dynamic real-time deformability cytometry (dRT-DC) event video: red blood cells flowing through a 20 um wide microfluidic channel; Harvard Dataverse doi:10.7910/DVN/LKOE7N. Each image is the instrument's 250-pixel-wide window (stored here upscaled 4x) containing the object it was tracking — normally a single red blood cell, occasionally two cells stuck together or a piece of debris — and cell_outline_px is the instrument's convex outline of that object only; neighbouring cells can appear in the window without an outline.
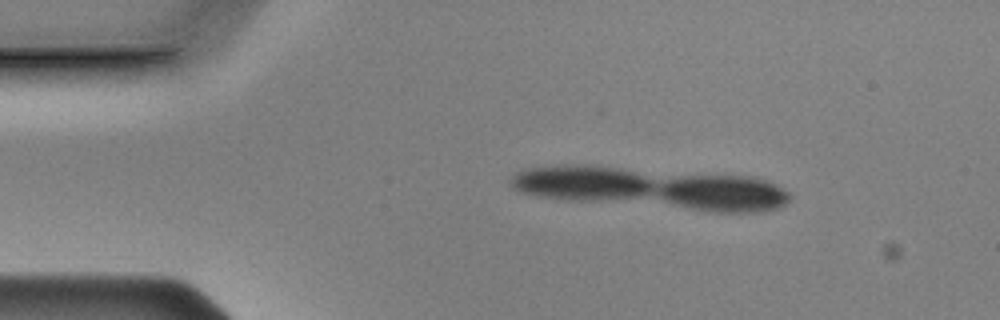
{"species": "Egyptian fruit bat (a non-hibernating species)", "species_latin": "Rousettus aegyptiacus", "temperature_condition": "cold", "stored_images_in_passage": 8, "segment_of_instrument_passage": [2, 2], "camera_frame_rate_fps": 3000, "um_per_image_px": 0.085, "animal": {"sex": "male"}, "frame": {"image": 1, "passage_image": 8, "time_ms": 2.333, "image_size_px": [1000, 320], "cell_outline_px": [[780, 196], [776, 200], [760, 204], [728, 204], [696, 200], [680, 196], [668, 192], [668, 188], [676, 184], [700, 180], [720, 180], [756, 184], [768, 188], [776, 192]], "centroid_in_image_um": [61.59, 16.33], "position_along_channel_um": 23.4, "area_um2": 14.28}}